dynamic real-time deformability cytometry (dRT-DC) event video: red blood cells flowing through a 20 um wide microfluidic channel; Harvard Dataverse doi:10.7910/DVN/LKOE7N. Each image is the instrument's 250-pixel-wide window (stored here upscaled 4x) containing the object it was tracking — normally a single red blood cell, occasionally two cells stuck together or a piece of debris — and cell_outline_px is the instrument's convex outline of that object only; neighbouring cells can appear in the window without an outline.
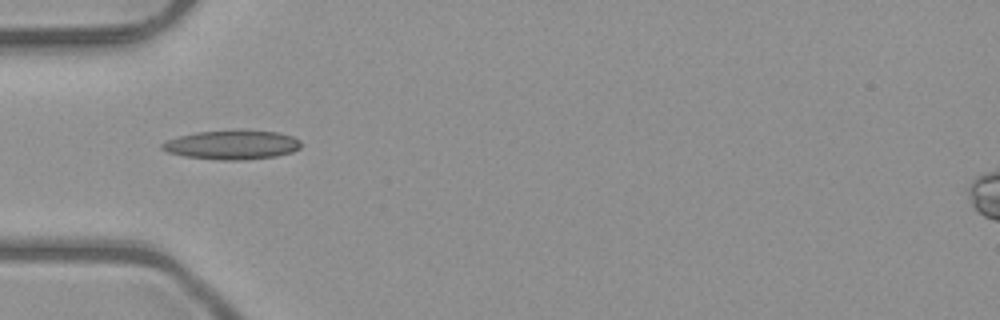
{"species": "common noctule bat (a hibernating species)", "species_latin": "Nyctalus noctula", "temperature_condition": "room temperature", "stored_images_in_passage": 31, "camera_frame_rate_fps": 3000, "um_per_image_px": 0.085, "animal": {"sex": "male", "body_mass_g": 23.1, "forearm_length_mm": 52.7}, "frame": {"image": 1, "passage_image": 1, "time_ms": 0.0, "image_size_px": [1000, 320], "cell_outline_px": [[300, 148], [292, 152], [276, 156], [244, 160], [220, 160], [184, 156], [168, 152], [160, 148], [160, 144], [168, 140], [180, 136], [196, 132], [280, 132], [292, 136], [300, 140]], "centroid_in_image_um": [19.72, 12.34], "position_along_channel_um": 65.3, "area_um2": 22.95}}
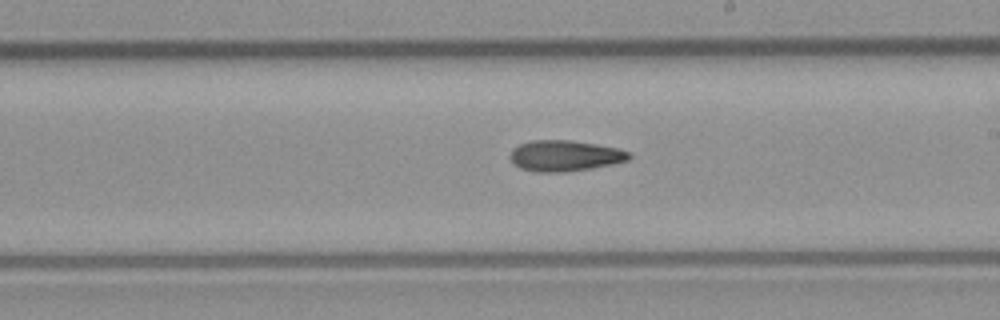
{"frame": {"image": 2, "passage_image": 14, "time_ms": 4.333, "image_size_px": [1000, 320], "cell_outline_px": [[632, 156], [628, 160], [612, 164], [592, 168], [564, 172], [536, 172], [520, 168], [512, 160], [512, 148], [520, 144], [532, 140], [572, 140], [596, 144], [616, 148], [628, 152]], "centroid_in_image_um": [48.02, 13.24], "position_along_channel_um": 241.0, "area_um2": 21.21}}
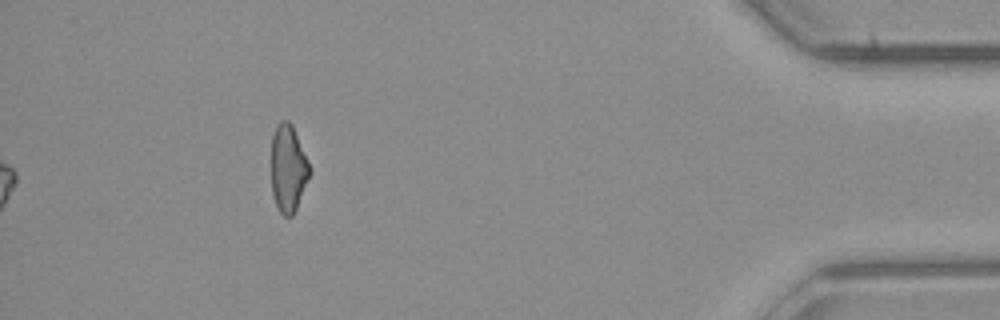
{"frame": {"image": 3, "passage_image": 31, "time_ms": 10.0, "image_size_px": [1000, 320], "cell_outline_px": [[312, 172], [296, 208], [292, 216], [284, 216], [280, 212], [276, 204], [272, 192], [272, 136], [276, 124], [280, 120], [288, 120], [292, 124], [312, 168]], "centroid_in_image_um": [24.52, 14.28], "position_along_channel_um": 410.7, "area_um2": 19.65}}